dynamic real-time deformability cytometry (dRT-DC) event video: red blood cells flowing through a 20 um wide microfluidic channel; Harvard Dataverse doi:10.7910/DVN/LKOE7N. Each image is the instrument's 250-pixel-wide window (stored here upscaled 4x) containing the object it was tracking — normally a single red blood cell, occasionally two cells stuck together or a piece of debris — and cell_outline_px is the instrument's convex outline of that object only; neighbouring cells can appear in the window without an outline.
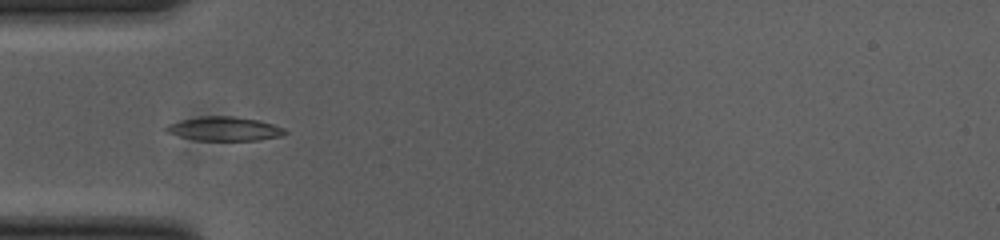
{"species": "common noctule bat (a hibernating species)", "species_latin": "Nyctalus noctula", "temperature_condition": "cold", "stored_images_in_passage": 52, "camera_frame_rate_fps": 3000, "um_per_image_px": 0.085, "animal": {"sex": "female", "body_mass_g": 23.0, "forearm_length_mm": 53.4}, "frame": {"image": 1, "passage_image": 14, "time_ms": 4.333, "image_size_px": [1000, 240], "cell_outline_px": [[288, 132], [280, 136], [256, 140], [196, 140], [164, 132], [164, 128], [168, 124], [180, 120], [204, 116], [236, 116], [256, 120], [272, 124], [284, 128]], "centroid_in_image_um": [19.03, 10.94], "position_along_channel_um": 66.0, "area_um2": 16.47}}
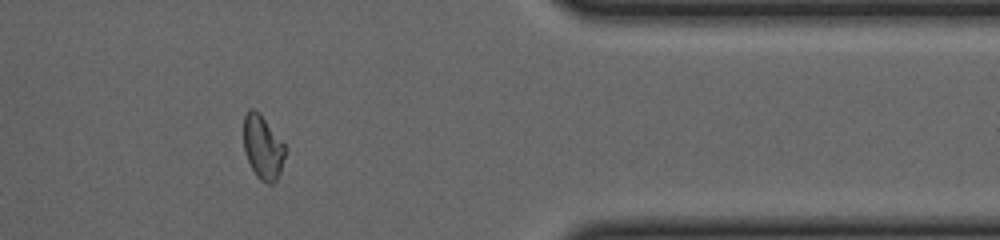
{"frame": {"image": 2, "passage_image": 42, "time_ms": 13.667, "image_size_px": [1000, 240], "cell_outline_px": [[288, 148], [280, 172], [276, 180], [272, 184], [268, 184], [260, 180], [256, 176], [244, 152], [244, 116], [248, 108], [252, 108], [260, 112]], "centroid_in_image_um": [22.36, 12.5], "position_along_channel_um": 389.0, "area_um2": 15.78}}
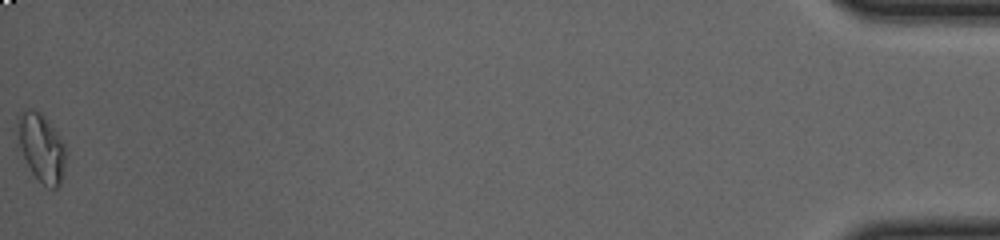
{"frame": {"image": 3, "passage_image": 52, "time_ms": 17.0, "image_size_px": [1000, 240], "cell_outline_px": [[64, 168], [60, 184], [56, 188], [48, 188], [32, 172], [20, 148], [20, 116], [28, 108], [32, 108], [40, 112], [48, 120], [60, 136], [64, 144]], "centroid_in_image_um": [3.57, 12.56], "position_along_channel_um": 431.6, "area_um2": 18.21}, "authors_computed_cell_mechanics": {"area_um2": 15.5193, "velocity_mm_per_s": 3.7023, "shape_relaxation_time_tau1_ms": 8.9041, "shape_relaxation_time_tau2_ms": 8.8327, "deformation_change_tau1": 0.201, "deformation_change_tau2": 0.1246}}